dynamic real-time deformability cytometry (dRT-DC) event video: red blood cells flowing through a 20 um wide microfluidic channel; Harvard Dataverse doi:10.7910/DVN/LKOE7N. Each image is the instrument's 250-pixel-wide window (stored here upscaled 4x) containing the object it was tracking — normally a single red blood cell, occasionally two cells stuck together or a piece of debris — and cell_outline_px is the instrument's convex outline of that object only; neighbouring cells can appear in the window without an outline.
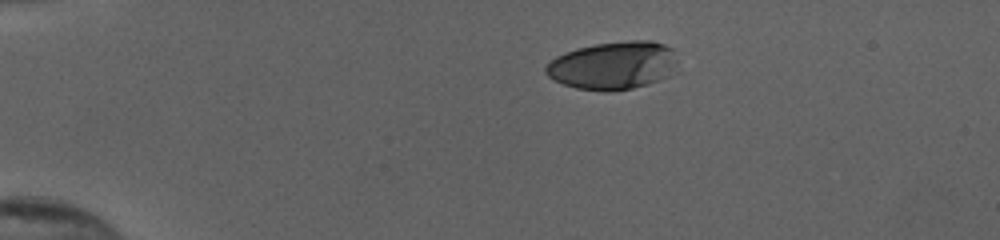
{"species": "human", "species_latin": "Homo sapiens", "temperature_condition": "cold", "stored_images_in_passage": 36, "camera_frame_rate_fps": 3000, "um_per_image_px": 0.085, "donor": {"sex": "female"}, "frame": {"image": 1, "passage_image": 1, "time_ms": 0.0, "image_size_px": [1000, 240], "cell_outline_px": [[680, 72], [660, 80], [648, 84], [632, 88], [608, 92], [604, 92], [576, 88], [564, 84], [548, 76], [544, 72], [544, 68], [556, 56], [576, 48], [596, 44], [632, 40], [652, 40], [664, 44], [672, 48]], "centroid_in_image_um": [52.19, 5.57], "position_along_channel_um": 32.8, "area_um2": 37.34}}
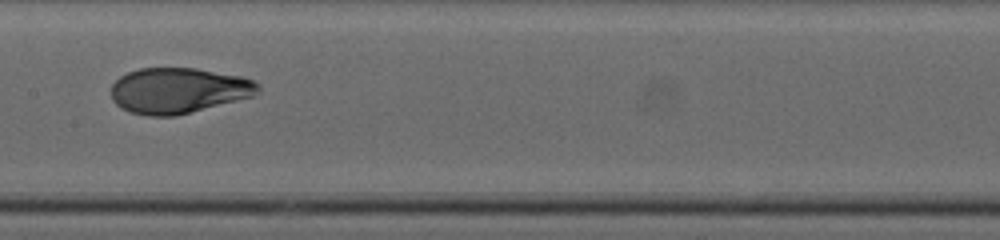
{"frame": {"image": 2, "passage_image": 19, "time_ms": 6.0, "image_size_px": [1000, 240], "cell_outline_px": [[260, 92], [252, 96], [176, 116], [148, 116], [128, 112], [120, 108], [112, 100], [112, 84], [120, 76], [128, 72], [140, 68], [196, 68], [240, 76], [252, 80], [260, 88]], "centroid_in_image_um": [15.12, 7.7], "position_along_channel_um": 192.3, "area_um2": 38.96}}
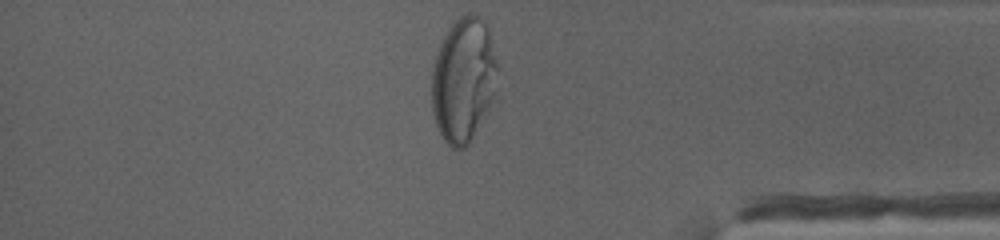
{"frame": {"image": 3, "passage_image": 36, "time_ms": 11.667, "image_size_px": [1000, 240], "cell_outline_px": [[500, 68], [496, 100], [468, 144], [464, 148], [452, 148], [444, 140], [436, 124], [432, 112], [432, 68], [440, 44], [448, 28], [460, 16], [468, 12], [480, 16], [484, 20], [488, 28]], "centroid_in_image_um": [39.45, 6.78], "position_along_channel_um": 395.7, "area_um2": 48.9}, "authors_computed_cell_mechanics": {"area_um2": 38.9283, "velocity_mm_per_s": 3.8892, "shape_relaxation_time_tau1_ms": 5.1981, "shape_relaxation_time_tau2_ms": null, "deformation_change_tau1": 0.2178, "deformation_change_tau2": null}}